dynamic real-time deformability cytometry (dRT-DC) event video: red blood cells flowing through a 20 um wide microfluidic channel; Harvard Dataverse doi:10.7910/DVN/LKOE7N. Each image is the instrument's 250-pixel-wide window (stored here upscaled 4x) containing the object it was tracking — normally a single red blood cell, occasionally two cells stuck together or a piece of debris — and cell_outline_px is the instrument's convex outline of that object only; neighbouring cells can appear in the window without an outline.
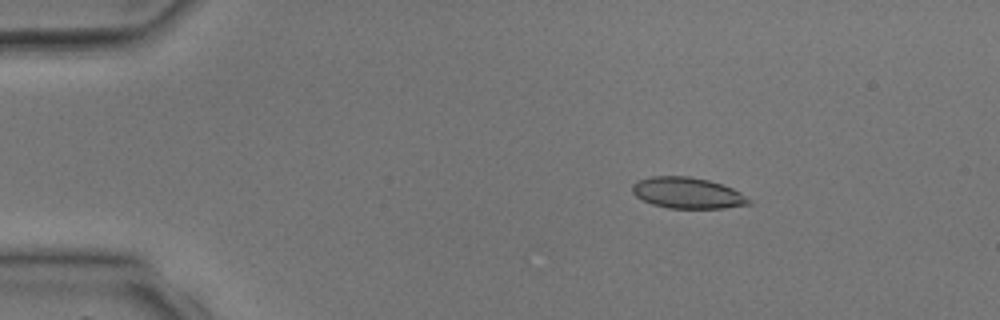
{"species": "common noctule bat (a hibernating species)", "species_latin": "Nyctalus noctula", "temperature_condition": "room temperature", "stored_images_in_passage": 4, "camera_frame_rate_fps": 3000, "um_per_image_px": 0.085, "animal": {"sex": "male", "body_mass_g": 17.9, "forearm_length_mm": 54.2}, "frame": {"image": 1, "passage_image": 2, "time_ms": 2.0, "image_size_px": [1000, 320], "cell_outline_px": [[752, 204], [724, 208], [668, 208], [652, 204], [636, 196], [632, 192], [632, 184], [636, 180], [652, 176], [688, 176], [708, 180], [732, 188], [740, 192], [752, 200]], "centroid_in_image_um": [58.43, 16.4], "position_along_channel_um": 26.6, "area_um2": 21.15}}